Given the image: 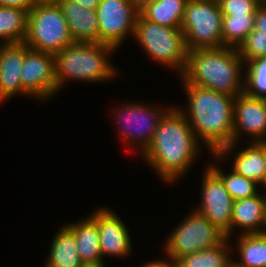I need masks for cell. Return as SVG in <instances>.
Wrapping results in <instances>:
<instances>
[{"mask_svg":"<svg viewBox=\"0 0 266 267\" xmlns=\"http://www.w3.org/2000/svg\"><path fill=\"white\" fill-rule=\"evenodd\" d=\"M133 37L152 59L178 69L181 74L184 72L188 49L181 28L161 26L138 14Z\"/></svg>","mask_w":266,"mask_h":267,"instance_id":"8992f818","label":"cell"},{"mask_svg":"<svg viewBox=\"0 0 266 267\" xmlns=\"http://www.w3.org/2000/svg\"><path fill=\"white\" fill-rule=\"evenodd\" d=\"M223 182L226 190L233 200L245 199L257 195V182L252 179L246 178L233 169L229 174H224L219 167L217 166H208Z\"/></svg>","mask_w":266,"mask_h":267,"instance_id":"484cf974","label":"cell"},{"mask_svg":"<svg viewBox=\"0 0 266 267\" xmlns=\"http://www.w3.org/2000/svg\"><path fill=\"white\" fill-rule=\"evenodd\" d=\"M228 240L225 238L220 244L179 258L176 267H233L230 260Z\"/></svg>","mask_w":266,"mask_h":267,"instance_id":"7402d4cb","label":"cell"},{"mask_svg":"<svg viewBox=\"0 0 266 267\" xmlns=\"http://www.w3.org/2000/svg\"><path fill=\"white\" fill-rule=\"evenodd\" d=\"M237 50L245 63L266 56V34L253 29Z\"/></svg>","mask_w":266,"mask_h":267,"instance_id":"83f0119b","label":"cell"},{"mask_svg":"<svg viewBox=\"0 0 266 267\" xmlns=\"http://www.w3.org/2000/svg\"><path fill=\"white\" fill-rule=\"evenodd\" d=\"M142 267H176V264L170 259L169 262L166 260H158V261H152L148 262L147 264H144Z\"/></svg>","mask_w":266,"mask_h":267,"instance_id":"d6a6232c","label":"cell"},{"mask_svg":"<svg viewBox=\"0 0 266 267\" xmlns=\"http://www.w3.org/2000/svg\"><path fill=\"white\" fill-rule=\"evenodd\" d=\"M56 233L45 267H82L73 233L64 225Z\"/></svg>","mask_w":266,"mask_h":267,"instance_id":"44dd1931","label":"cell"},{"mask_svg":"<svg viewBox=\"0 0 266 267\" xmlns=\"http://www.w3.org/2000/svg\"><path fill=\"white\" fill-rule=\"evenodd\" d=\"M99 231L100 251L104 255L126 257L132 249L126 225L113 211L100 208L90 216Z\"/></svg>","mask_w":266,"mask_h":267,"instance_id":"5bb4252c","label":"cell"},{"mask_svg":"<svg viewBox=\"0 0 266 267\" xmlns=\"http://www.w3.org/2000/svg\"><path fill=\"white\" fill-rule=\"evenodd\" d=\"M135 4L136 8L140 10L142 7H144L146 4L154 2L156 0H132Z\"/></svg>","mask_w":266,"mask_h":267,"instance_id":"836d02e7","label":"cell"},{"mask_svg":"<svg viewBox=\"0 0 266 267\" xmlns=\"http://www.w3.org/2000/svg\"><path fill=\"white\" fill-rule=\"evenodd\" d=\"M180 110L168 109L142 153L149 166L166 182H173L188 172L199 155V141Z\"/></svg>","mask_w":266,"mask_h":267,"instance_id":"6da1fadb","label":"cell"},{"mask_svg":"<svg viewBox=\"0 0 266 267\" xmlns=\"http://www.w3.org/2000/svg\"><path fill=\"white\" fill-rule=\"evenodd\" d=\"M24 57V42L0 44V102L21 93L20 74Z\"/></svg>","mask_w":266,"mask_h":267,"instance_id":"9a60e30c","label":"cell"},{"mask_svg":"<svg viewBox=\"0 0 266 267\" xmlns=\"http://www.w3.org/2000/svg\"><path fill=\"white\" fill-rule=\"evenodd\" d=\"M244 92L251 96L266 99V56L246 63Z\"/></svg>","mask_w":266,"mask_h":267,"instance_id":"4316f807","label":"cell"},{"mask_svg":"<svg viewBox=\"0 0 266 267\" xmlns=\"http://www.w3.org/2000/svg\"><path fill=\"white\" fill-rule=\"evenodd\" d=\"M139 10L132 0H100L96 9L99 41L118 48L134 33Z\"/></svg>","mask_w":266,"mask_h":267,"instance_id":"9c48e42d","label":"cell"},{"mask_svg":"<svg viewBox=\"0 0 266 267\" xmlns=\"http://www.w3.org/2000/svg\"><path fill=\"white\" fill-rule=\"evenodd\" d=\"M35 2H56L57 0H34Z\"/></svg>","mask_w":266,"mask_h":267,"instance_id":"74e56055","label":"cell"},{"mask_svg":"<svg viewBox=\"0 0 266 267\" xmlns=\"http://www.w3.org/2000/svg\"><path fill=\"white\" fill-rule=\"evenodd\" d=\"M28 12L0 6V39L3 44L21 43L26 39Z\"/></svg>","mask_w":266,"mask_h":267,"instance_id":"603a6c76","label":"cell"},{"mask_svg":"<svg viewBox=\"0 0 266 267\" xmlns=\"http://www.w3.org/2000/svg\"><path fill=\"white\" fill-rule=\"evenodd\" d=\"M261 184L265 186L266 188V166H265V171H264V177H263V180L261 181Z\"/></svg>","mask_w":266,"mask_h":267,"instance_id":"8d00e7d4","label":"cell"},{"mask_svg":"<svg viewBox=\"0 0 266 267\" xmlns=\"http://www.w3.org/2000/svg\"><path fill=\"white\" fill-rule=\"evenodd\" d=\"M266 206V196L254 195L233 202L231 232L233 227H241L242 234L260 233L263 226V215Z\"/></svg>","mask_w":266,"mask_h":267,"instance_id":"e0dca14e","label":"cell"},{"mask_svg":"<svg viewBox=\"0 0 266 267\" xmlns=\"http://www.w3.org/2000/svg\"><path fill=\"white\" fill-rule=\"evenodd\" d=\"M238 239L241 261H233V267L266 266V236L259 233L241 234Z\"/></svg>","mask_w":266,"mask_h":267,"instance_id":"d4e9b609","label":"cell"},{"mask_svg":"<svg viewBox=\"0 0 266 267\" xmlns=\"http://www.w3.org/2000/svg\"><path fill=\"white\" fill-rule=\"evenodd\" d=\"M184 86L189 115L183 109L181 111L197 140L201 138L212 153L233 144L235 97L196 85Z\"/></svg>","mask_w":266,"mask_h":267,"instance_id":"7a4b0ae2","label":"cell"},{"mask_svg":"<svg viewBox=\"0 0 266 267\" xmlns=\"http://www.w3.org/2000/svg\"><path fill=\"white\" fill-rule=\"evenodd\" d=\"M24 43L32 50L53 55L74 43L67 21L56 2H35L28 12Z\"/></svg>","mask_w":266,"mask_h":267,"instance_id":"5b68a950","label":"cell"},{"mask_svg":"<svg viewBox=\"0 0 266 267\" xmlns=\"http://www.w3.org/2000/svg\"><path fill=\"white\" fill-rule=\"evenodd\" d=\"M241 131L255 138L253 142H266V99L251 97L245 92L235 97L233 144L222 147L213 156L218 159L228 156L242 135Z\"/></svg>","mask_w":266,"mask_h":267,"instance_id":"30bf717a","label":"cell"},{"mask_svg":"<svg viewBox=\"0 0 266 267\" xmlns=\"http://www.w3.org/2000/svg\"><path fill=\"white\" fill-rule=\"evenodd\" d=\"M232 169L261 184L266 166V142H251V145L238 151Z\"/></svg>","mask_w":266,"mask_h":267,"instance_id":"ffe728a7","label":"cell"},{"mask_svg":"<svg viewBox=\"0 0 266 267\" xmlns=\"http://www.w3.org/2000/svg\"><path fill=\"white\" fill-rule=\"evenodd\" d=\"M188 0H156L146 4L139 14L146 20L169 28H181Z\"/></svg>","mask_w":266,"mask_h":267,"instance_id":"d6986e66","label":"cell"},{"mask_svg":"<svg viewBox=\"0 0 266 267\" xmlns=\"http://www.w3.org/2000/svg\"><path fill=\"white\" fill-rule=\"evenodd\" d=\"M21 93L44 100L57 93L55 57L30 49L25 44V57L20 74Z\"/></svg>","mask_w":266,"mask_h":267,"instance_id":"8fae6325","label":"cell"},{"mask_svg":"<svg viewBox=\"0 0 266 267\" xmlns=\"http://www.w3.org/2000/svg\"><path fill=\"white\" fill-rule=\"evenodd\" d=\"M74 42L99 43L98 18L95 10L68 0H57Z\"/></svg>","mask_w":266,"mask_h":267,"instance_id":"2e32d148","label":"cell"},{"mask_svg":"<svg viewBox=\"0 0 266 267\" xmlns=\"http://www.w3.org/2000/svg\"><path fill=\"white\" fill-rule=\"evenodd\" d=\"M113 50L114 46L101 42H74L55 54L57 92L67 79L104 82L113 78L116 70L108 59Z\"/></svg>","mask_w":266,"mask_h":267,"instance_id":"277c9868","label":"cell"},{"mask_svg":"<svg viewBox=\"0 0 266 267\" xmlns=\"http://www.w3.org/2000/svg\"><path fill=\"white\" fill-rule=\"evenodd\" d=\"M34 0H0L1 7H12L26 10L27 12L34 6Z\"/></svg>","mask_w":266,"mask_h":267,"instance_id":"4dcf8cb0","label":"cell"},{"mask_svg":"<svg viewBox=\"0 0 266 267\" xmlns=\"http://www.w3.org/2000/svg\"><path fill=\"white\" fill-rule=\"evenodd\" d=\"M65 226L74 235L77 251L83 264L103 263L97 223L90 216L83 221L65 224Z\"/></svg>","mask_w":266,"mask_h":267,"instance_id":"ac0fdd59","label":"cell"},{"mask_svg":"<svg viewBox=\"0 0 266 267\" xmlns=\"http://www.w3.org/2000/svg\"><path fill=\"white\" fill-rule=\"evenodd\" d=\"M68 1L75 2V3L83 6L84 8L95 10V11H96V9L99 5V2H100V0H68Z\"/></svg>","mask_w":266,"mask_h":267,"instance_id":"1f68e13d","label":"cell"},{"mask_svg":"<svg viewBox=\"0 0 266 267\" xmlns=\"http://www.w3.org/2000/svg\"><path fill=\"white\" fill-rule=\"evenodd\" d=\"M222 17L217 0H188L181 24L188 51L223 47Z\"/></svg>","mask_w":266,"mask_h":267,"instance_id":"52a82bcc","label":"cell"},{"mask_svg":"<svg viewBox=\"0 0 266 267\" xmlns=\"http://www.w3.org/2000/svg\"><path fill=\"white\" fill-rule=\"evenodd\" d=\"M148 106L138 103L124 104L123 110H116L115 113L118 125L121 123L123 129L120 133L124 140L132 144H141L139 147L142 146V153L150 145L161 118L168 111L158 109L157 106Z\"/></svg>","mask_w":266,"mask_h":267,"instance_id":"7c38bea8","label":"cell"},{"mask_svg":"<svg viewBox=\"0 0 266 267\" xmlns=\"http://www.w3.org/2000/svg\"><path fill=\"white\" fill-rule=\"evenodd\" d=\"M202 184V202L196 210L204 215L227 238L231 236L233 198L221 179L209 168L205 169Z\"/></svg>","mask_w":266,"mask_h":267,"instance_id":"4fadbf2b","label":"cell"},{"mask_svg":"<svg viewBox=\"0 0 266 267\" xmlns=\"http://www.w3.org/2000/svg\"><path fill=\"white\" fill-rule=\"evenodd\" d=\"M254 30H259L266 34V0L258 5L255 12Z\"/></svg>","mask_w":266,"mask_h":267,"instance_id":"f546056e","label":"cell"},{"mask_svg":"<svg viewBox=\"0 0 266 267\" xmlns=\"http://www.w3.org/2000/svg\"><path fill=\"white\" fill-rule=\"evenodd\" d=\"M264 229H262L261 231H260V235H263V236H266V206H265V209H264V215H263V226H262Z\"/></svg>","mask_w":266,"mask_h":267,"instance_id":"e575fe53","label":"cell"},{"mask_svg":"<svg viewBox=\"0 0 266 267\" xmlns=\"http://www.w3.org/2000/svg\"><path fill=\"white\" fill-rule=\"evenodd\" d=\"M222 14H255L262 0H217Z\"/></svg>","mask_w":266,"mask_h":267,"instance_id":"f1b7e54d","label":"cell"},{"mask_svg":"<svg viewBox=\"0 0 266 267\" xmlns=\"http://www.w3.org/2000/svg\"><path fill=\"white\" fill-rule=\"evenodd\" d=\"M194 210L165 242L166 256L174 263L183 256L217 246L226 238L204 215Z\"/></svg>","mask_w":266,"mask_h":267,"instance_id":"ba28073f","label":"cell"},{"mask_svg":"<svg viewBox=\"0 0 266 267\" xmlns=\"http://www.w3.org/2000/svg\"><path fill=\"white\" fill-rule=\"evenodd\" d=\"M245 65L236 48H199L188 51L182 80L184 84L236 97L244 92L242 67Z\"/></svg>","mask_w":266,"mask_h":267,"instance_id":"3957f363","label":"cell"},{"mask_svg":"<svg viewBox=\"0 0 266 267\" xmlns=\"http://www.w3.org/2000/svg\"><path fill=\"white\" fill-rule=\"evenodd\" d=\"M82 267H104V263H100V264H84Z\"/></svg>","mask_w":266,"mask_h":267,"instance_id":"d590c367","label":"cell"},{"mask_svg":"<svg viewBox=\"0 0 266 267\" xmlns=\"http://www.w3.org/2000/svg\"><path fill=\"white\" fill-rule=\"evenodd\" d=\"M223 47L238 49L254 29L255 14H222Z\"/></svg>","mask_w":266,"mask_h":267,"instance_id":"cb8c5ba5","label":"cell"}]
</instances>
